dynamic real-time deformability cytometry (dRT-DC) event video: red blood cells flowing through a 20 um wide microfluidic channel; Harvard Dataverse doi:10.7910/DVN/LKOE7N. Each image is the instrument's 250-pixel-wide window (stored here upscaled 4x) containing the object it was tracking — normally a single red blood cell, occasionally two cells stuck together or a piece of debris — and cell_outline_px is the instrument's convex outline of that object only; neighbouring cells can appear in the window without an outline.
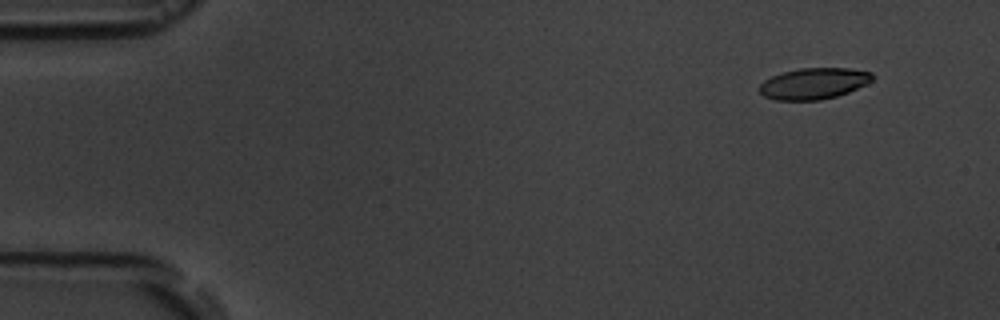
{"species": "common noctule bat (a hibernating species)", "species_latin": "Nyctalus noctula", "temperature_condition": "room temperature", "stored_images_in_passage": 6, "camera_frame_rate_fps": 3000, "um_per_image_px": 0.085, "animal": {"sex": "male", "body_mass_g": 19.5, "forearm_length_mm": 54.6}, "frame": {"image": 1, "passage_image": 2, "time_ms": 1.0, "image_size_px": [1000, 320], "cell_outline_px": [[876, 76], [872, 80], [848, 92], [836, 96], [820, 100], [776, 100], [764, 96], [760, 92], [760, 84], [764, 80], [772, 76], [784, 72], [800, 68], [848, 68], [872, 72]], "centroid_in_image_um": [69.17, 7.09], "position_along_channel_um": 15.8, "area_um2": 20.4}}
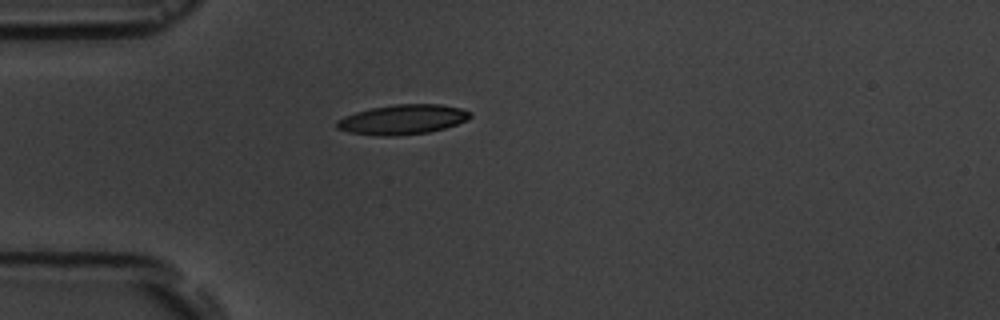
{"frame": {"image": 2, "passage_image": 5, "time_ms": 4.667, "image_size_px": [1000, 320], "cell_outline_px": [[472, 116], [468, 120], [444, 128], [428, 132], [392, 136], [380, 136], [348, 132], [336, 128], [336, 120], [344, 116], [356, 112], [372, 108], [396, 104], [440, 104], [460, 108], [472, 112]], "centroid_in_image_um": [34.22, 10.15], "position_along_channel_um": 50.8, "area_um2": 23.12}}